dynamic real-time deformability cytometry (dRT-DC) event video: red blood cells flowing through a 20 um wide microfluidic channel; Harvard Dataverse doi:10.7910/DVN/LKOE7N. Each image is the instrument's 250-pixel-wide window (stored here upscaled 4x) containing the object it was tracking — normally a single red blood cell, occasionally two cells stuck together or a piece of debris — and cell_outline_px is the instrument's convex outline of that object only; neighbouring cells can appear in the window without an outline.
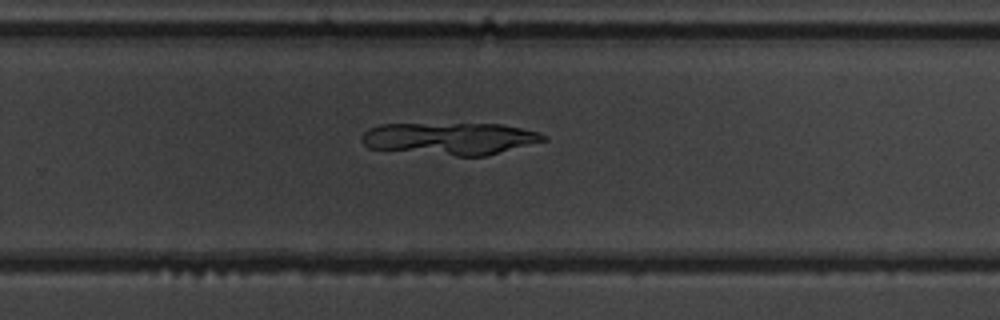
{"species": "common noctule bat (a hibernating species)", "species_latin": "Nyctalus noctula", "temperature_condition": "warm", "stored_images_in_passage": 50, "camera_frame_rate_fps": 3000, "um_per_image_px": 0.085, "animal": {"sex": "male", "body_mass_g": 19.5, "forearm_length_mm": 54.6}, "frame": {"image": 1, "passage_image": 33, "time_ms": 10.667, "image_size_px": [1000, 320], "cell_outline_px": [[548, 140], [484, 156], [456, 156], [368, 148], [360, 140], [360, 136], [368, 128], [380, 124], [500, 124], [540, 132], [548, 136]], "centroid_in_image_um": [38.24, 11.77], "position_along_channel_um": 291.6, "area_um2": 34.16}}